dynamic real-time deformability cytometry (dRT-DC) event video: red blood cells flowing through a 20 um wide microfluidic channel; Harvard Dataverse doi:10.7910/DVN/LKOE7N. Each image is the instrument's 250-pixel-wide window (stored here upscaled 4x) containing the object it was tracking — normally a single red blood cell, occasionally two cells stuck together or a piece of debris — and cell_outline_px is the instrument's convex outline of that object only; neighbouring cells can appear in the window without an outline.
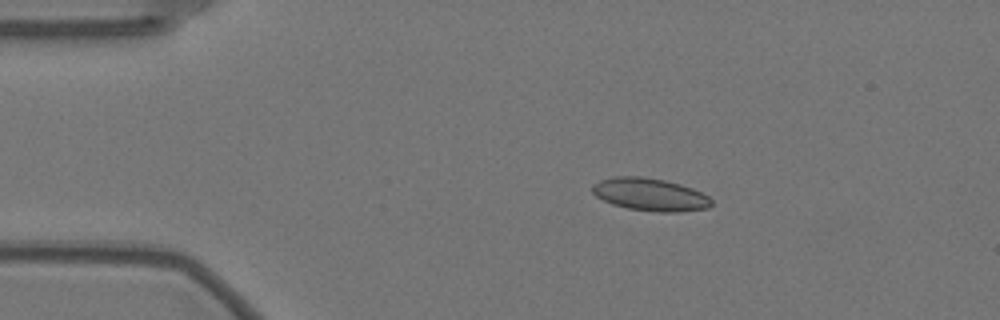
{"species": "Egyptian fruit bat (a non-hibernating species)", "species_latin": "Rousettus aegyptiacus", "temperature_condition": "warm", "stored_images_in_passage": 48, "camera_frame_rate_fps": 3000, "um_per_image_px": 0.085, "animal": {"sex": "female"}, "frame": {"image": 1, "passage_image": 1, "time_ms": 0.0, "image_size_px": [1000, 320], "cell_outline_px": [[712, 204], [708, 208], [680, 212], [660, 212], [628, 208], [612, 204], [596, 196], [592, 192], [592, 184], [600, 180], [612, 176], [640, 176], [664, 180], [680, 184], [692, 188], [708, 196], [712, 200]], "centroid_in_image_um": [55.24, 16.53], "position_along_channel_um": 29.8, "area_um2": 22.66}}
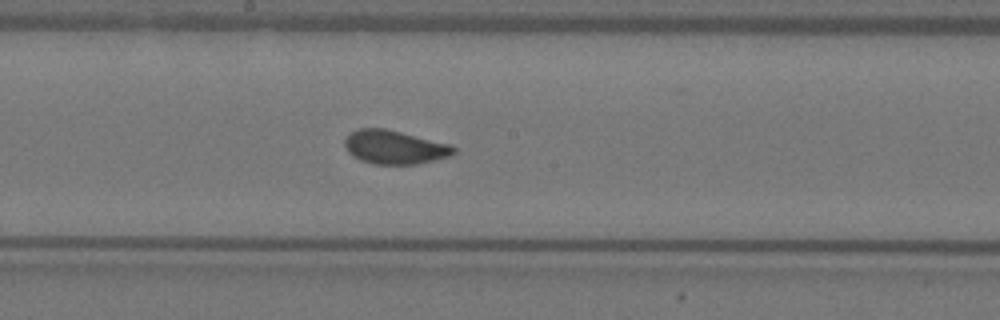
{"frame": {"image": 2, "passage_image": 21, "time_ms": 6.667, "image_size_px": [1000, 320], "cell_outline_px": [[456, 152], [452, 156], [416, 164], [372, 164], [360, 160], [352, 156], [348, 152], [344, 144], [344, 140], [352, 132], [360, 128], [384, 128], [452, 144], [456, 148]], "centroid_in_image_um": [33.57, 12.52], "position_along_channel_um": 214.6, "area_um2": 21.5}}
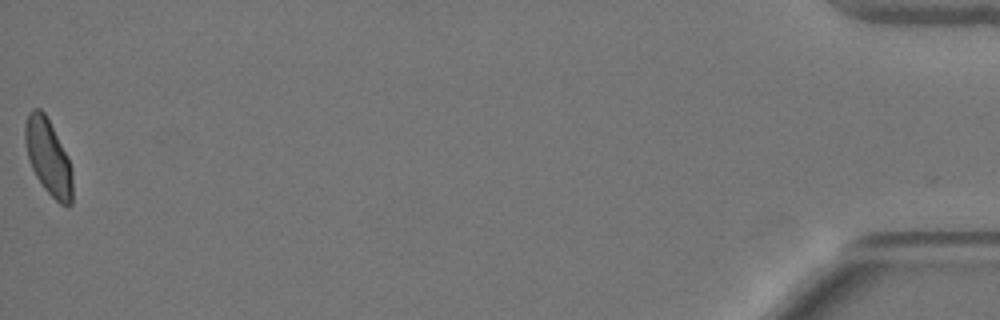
{"frame": {"image": 3, "passage_image": 48, "time_ms": 15.667, "image_size_px": [1000, 320], "cell_outline_px": [[72, 204], [68, 208], [60, 204], [44, 188], [36, 176], [32, 168], [28, 156], [24, 140], [24, 124], [28, 112], [32, 108], [40, 108], [44, 112], [68, 156], [72, 168]], "centroid_in_image_um": [4.1, 13.35], "position_along_channel_um": 431.1, "area_um2": 21.04}, "authors_computed_cell_mechanics": {"area_um2": 21.5305, "velocity_mm_per_s": 3.5243, "shape_relaxation_time_tau1_ms": 5.3942, "shape_relaxation_time_tau2_ms": 0.7586, "deformation_change_tau1": 0.1402, "deformation_change_tau2": 0.0626}}